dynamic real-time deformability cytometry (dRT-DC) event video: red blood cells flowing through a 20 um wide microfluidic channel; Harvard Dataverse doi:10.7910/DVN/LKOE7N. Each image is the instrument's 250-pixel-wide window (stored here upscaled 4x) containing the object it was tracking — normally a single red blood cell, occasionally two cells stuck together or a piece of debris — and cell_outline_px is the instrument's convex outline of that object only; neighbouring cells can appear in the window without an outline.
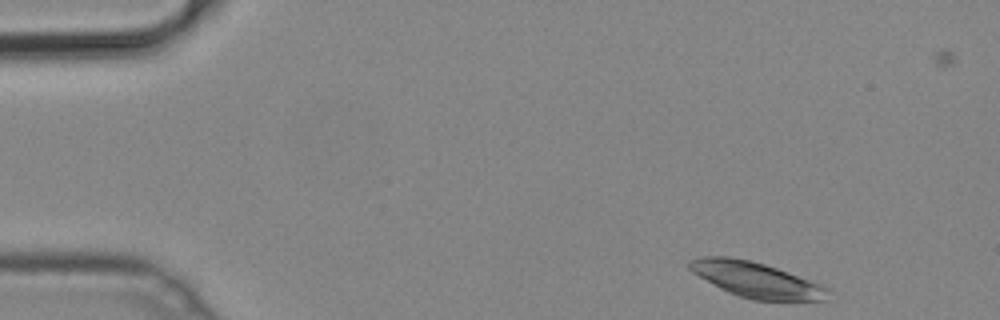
{"species": "common noctule bat (a hibernating species)", "species_latin": "Nyctalus noctula", "temperature_condition": "cold", "stored_images_in_passage": 11, "camera_frame_rate_fps": 3000, "um_per_image_px": 0.085, "animal": {"sex": "male", "body_mass_g": 19.2, "forearm_length_mm": 51.8}, "frame": {"image": 1, "passage_image": 2, "time_ms": 0.333, "image_size_px": [1000, 320], "cell_outline_px": [[828, 288], [824, 300], [756, 300], [740, 296], [728, 292], [720, 288], [692, 272], [688, 268], [688, 260], [700, 256], [728, 256], [752, 260], [788, 272], [820, 284]], "centroid_in_image_um": [64.19, 23.75], "position_along_channel_um": 20.8, "area_um2": 28.15}}
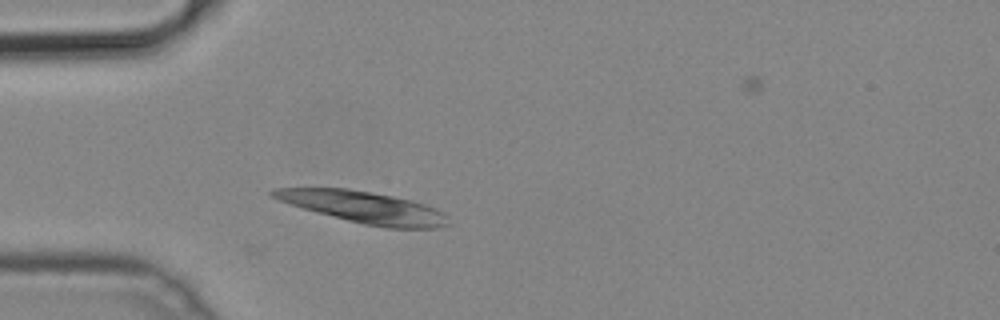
{"frame": {"image": 2, "passage_image": 11, "time_ms": 3.333, "image_size_px": [1000, 320], "cell_outline_px": [[452, 224], [440, 228], [388, 228], [364, 224], [316, 212], [280, 200], [272, 196], [268, 192], [272, 188], [348, 188], [392, 196], [412, 200], [436, 208], [444, 212]], "centroid_in_image_um": [31.0, 17.62], "position_along_channel_um": 54.0, "area_um2": 32.19}}